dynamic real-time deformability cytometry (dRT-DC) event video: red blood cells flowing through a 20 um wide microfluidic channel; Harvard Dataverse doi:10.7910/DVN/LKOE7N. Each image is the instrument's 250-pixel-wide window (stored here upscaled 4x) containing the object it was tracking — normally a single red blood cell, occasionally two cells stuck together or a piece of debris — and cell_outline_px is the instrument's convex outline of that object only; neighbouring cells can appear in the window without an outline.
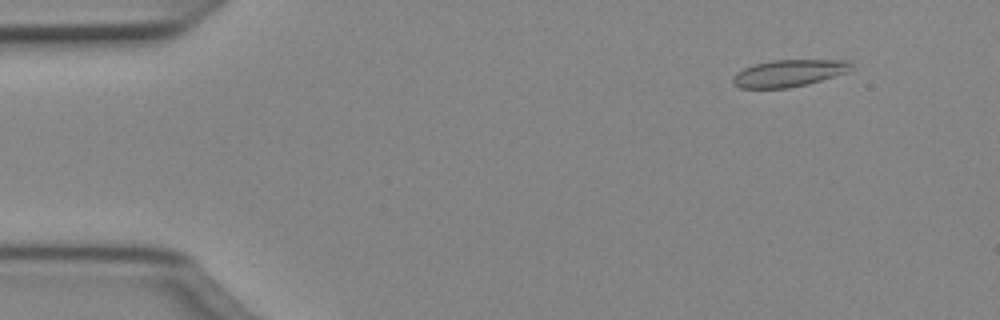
{"species": "Egyptian fruit bat (a non-hibernating species)", "species_latin": "Rousettus aegyptiacus", "temperature_condition": "cold", "stored_images_in_passage": 18, "camera_frame_rate_fps": 3000, "um_per_image_px": 0.085, "animal": {"sex": "female"}, "frame": {"image": 1, "passage_image": 5, "time_ms": 1.333, "image_size_px": [1000, 320], "cell_outline_px": [[852, 68], [848, 72], [808, 84], [788, 88], [740, 88], [732, 84], [732, 76], [736, 72], [744, 68], [756, 64], [772, 60], [848, 60], [852, 64]], "centroid_in_image_um": [67.04, 6.22], "position_along_channel_um": 18.0, "area_um2": 18.67}}
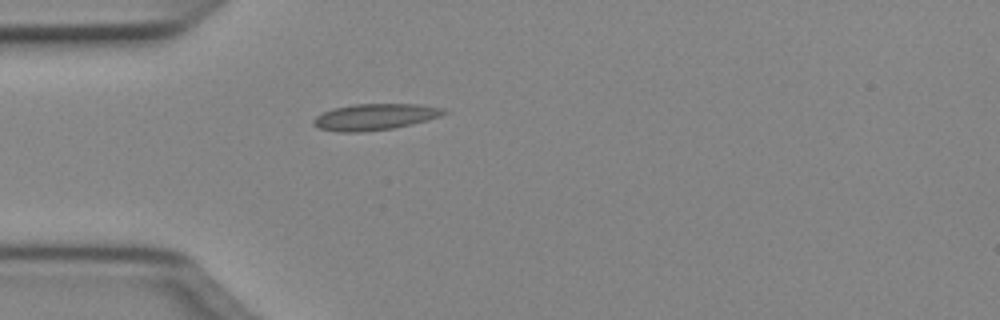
{"frame": {"image": 2, "passage_image": 14, "time_ms": 4.333, "image_size_px": [1000, 320], "cell_outline_px": [[448, 112], [440, 116], [428, 120], [412, 124], [392, 128], [360, 132], [340, 132], [316, 128], [312, 124], [312, 120], [316, 116], [332, 108], [352, 104], [420, 104], [444, 108]], "centroid_in_image_um": [31.84, 9.93], "position_along_channel_um": 53.2, "area_um2": 20.11}}
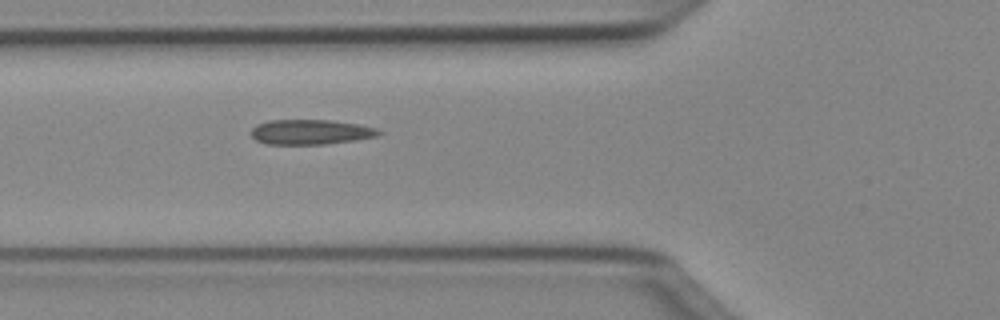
{"frame": {"image": 3, "passage_image": 18, "time_ms": 5.667, "image_size_px": [1000, 320], "cell_outline_px": [[384, 132], [380, 136], [356, 140], [324, 144], [268, 144], [256, 140], [252, 136], [252, 128], [256, 124], [268, 120], [332, 120], [360, 124], [376, 128]], "centroid_in_image_um": [26.45, 11.21], "position_along_channel_um": 99.3, "area_um2": 18.73}}